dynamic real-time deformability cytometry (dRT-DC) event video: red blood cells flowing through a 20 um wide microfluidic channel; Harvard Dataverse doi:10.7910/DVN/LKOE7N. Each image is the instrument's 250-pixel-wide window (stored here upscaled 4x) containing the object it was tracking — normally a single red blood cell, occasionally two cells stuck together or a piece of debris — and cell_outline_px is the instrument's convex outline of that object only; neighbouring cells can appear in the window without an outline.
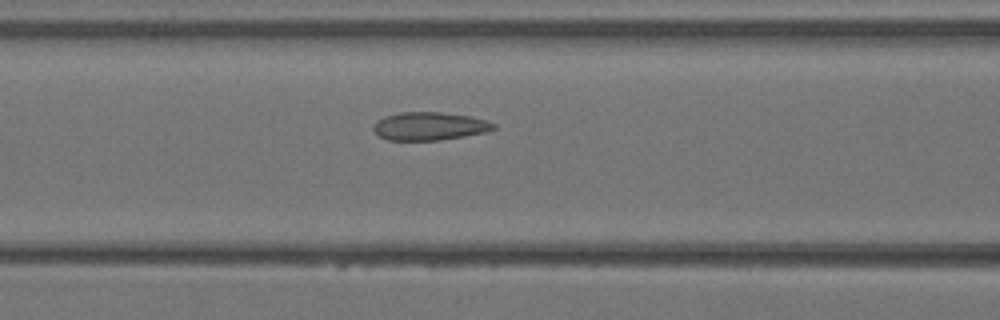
{"species": "Egyptian fruit bat (a non-hibernating species)", "species_latin": "Rousettus aegyptiacus", "temperature_condition": "warm", "stored_images_in_passage": 28, "camera_frame_rate_fps": 3000, "um_per_image_px": 0.085, "animal": {"sex": "female"}, "frame": {"image": 1, "passage_image": 7, "time_ms": 2.0, "image_size_px": [1000, 320], "cell_outline_px": [[496, 128], [484, 132], [464, 136], [440, 140], [388, 140], [380, 136], [372, 128], [376, 120], [384, 116], [400, 112], [440, 112], [472, 116], [488, 120], [496, 124]], "centroid_in_image_um": [36.51, 10.71], "position_along_channel_um": 130.1, "area_um2": 19.77}}
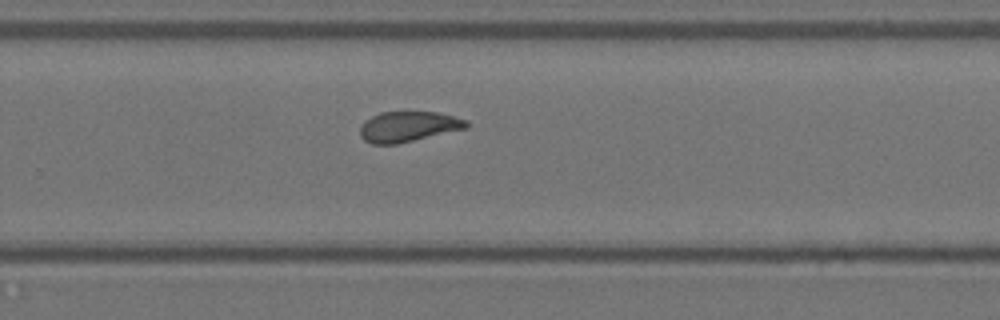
{"frame": {"image": 2, "passage_image": 16, "time_ms": 5.0, "image_size_px": [1000, 320], "cell_outline_px": [[468, 128], [396, 144], [372, 144], [364, 140], [360, 136], [360, 128], [364, 120], [380, 112], [436, 112], [468, 120]], "centroid_in_image_um": [34.68, 10.76], "position_along_channel_um": 295.1, "area_um2": 18.79}}
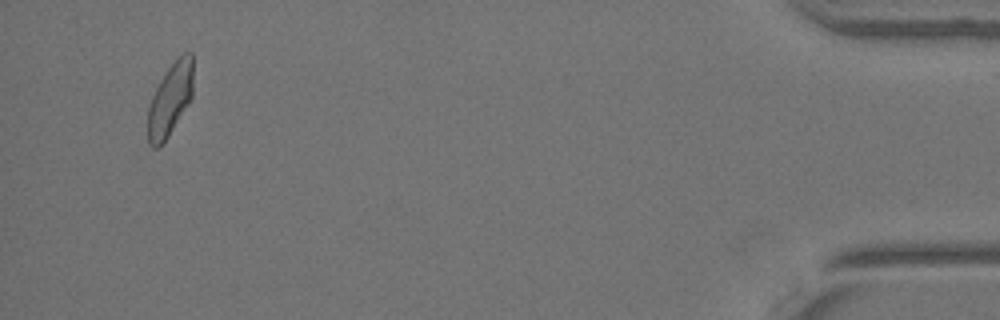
{"frame": {"image": 3, "passage_image": 27, "time_ms": 8.667, "image_size_px": [1000, 320], "cell_outline_px": [[192, 96], [168, 136], [156, 148], [152, 148], [148, 144], [148, 108], [152, 96], [160, 80], [168, 68], [184, 52], [192, 52]], "centroid_in_image_um": [14.44, 8.45], "position_along_channel_um": 420.8, "area_um2": 18.67}}